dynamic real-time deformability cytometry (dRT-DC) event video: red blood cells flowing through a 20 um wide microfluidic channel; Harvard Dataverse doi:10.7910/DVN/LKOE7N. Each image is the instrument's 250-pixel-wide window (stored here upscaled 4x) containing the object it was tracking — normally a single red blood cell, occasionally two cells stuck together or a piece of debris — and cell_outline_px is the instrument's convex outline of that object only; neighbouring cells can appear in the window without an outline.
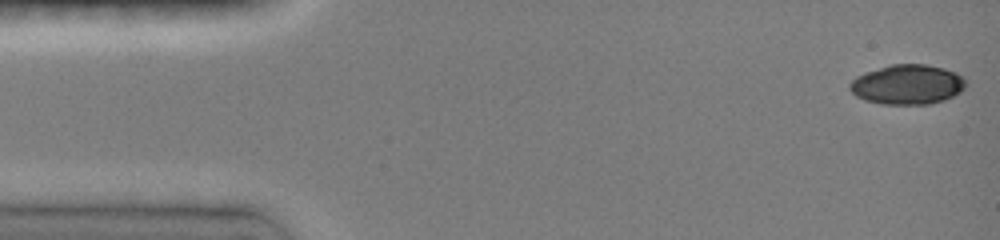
{"species": "common noctule bat (a hibernating species)", "species_latin": "Nyctalus noctula", "temperature_condition": "room temperature", "stored_images_in_passage": 19, "camera_frame_rate_fps": 3000, "um_per_image_px": 0.085, "animal": {"sex": "female", "body_mass_g": 19.0, "forearm_length_mm": 51.5}, "frame": {"image": 1, "passage_image": 1, "time_ms": 0.0, "image_size_px": [1000, 240], "cell_outline_px": [[968, 84], [960, 92], [944, 100], [928, 104], [880, 104], [864, 100], [856, 96], [848, 88], [848, 84], [856, 76], [864, 72], [892, 64], [924, 64], [944, 68], [956, 72]], "centroid_in_image_um": [77.1, 7.18], "position_along_channel_um": 7.9, "area_um2": 26.99}}
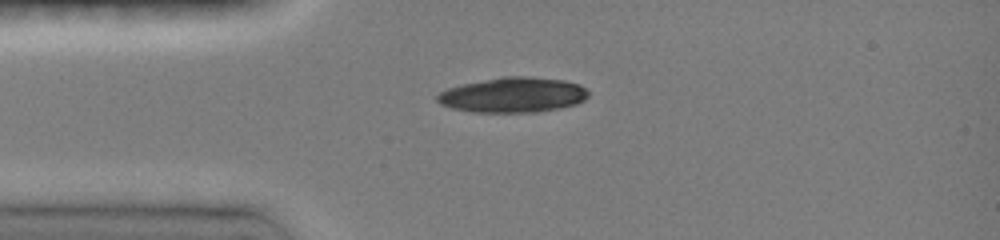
{"frame": {"image": 2, "passage_image": 11, "time_ms": 3.333, "image_size_px": [1000, 240], "cell_outline_px": [[588, 96], [584, 100], [576, 104], [560, 108], [536, 112], [472, 112], [452, 108], [440, 104], [436, 100], [436, 96], [440, 92], [448, 88], [464, 84], [504, 76], [528, 76], [564, 80], [580, 84], [588, 92]], "centroid_in_image_um": [43.62, 8.07], "position_along_channel_um": 41.4, "area_um2": 30.87}}